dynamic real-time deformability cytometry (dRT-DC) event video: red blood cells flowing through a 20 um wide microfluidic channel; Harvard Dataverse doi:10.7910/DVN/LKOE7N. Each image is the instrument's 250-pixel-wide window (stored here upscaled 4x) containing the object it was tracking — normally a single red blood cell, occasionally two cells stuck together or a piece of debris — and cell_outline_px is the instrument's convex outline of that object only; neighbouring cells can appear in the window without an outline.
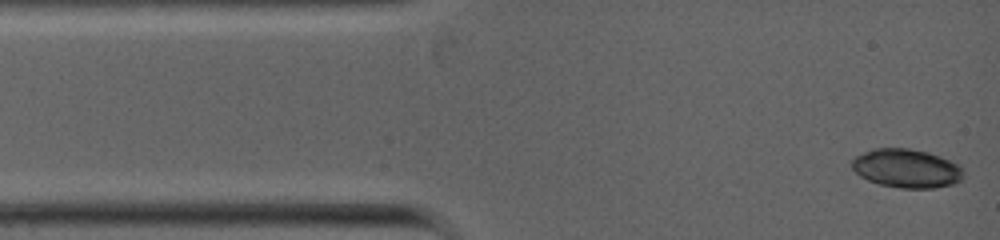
{"species": "common noctule bat (a hibernating species)", "species_latin": "Nyctalus noctula", "temperature_condition": "warm", "stored_images_in_passage": 45, "camera_frame_rate_fps": 5000, "um_per_image_px": 0.085, "animal": {"sex": "female", "body_mass_g": 19.0, "forearm_length_mm": 53.3}, "frame": {"image": 1, "passage_image": 1, "time_ms": 0.0, "image_size_px": [1000, 240], "cell_outline_px": [[964, 176], [960, 180], [952, 184], [936, 188], [900, 188], [880, 184], [868, 180], [860, 176], [852, 168], [852, 160], [856, 156], [864, 152], [876, 148], [908, 148], [928, 152], [940, 156], [960, 164], [964, 168]], "centroid_in_image_um": [77.1, 14.31], "position_along_channel_um": 7.9, "area_um2": 25.32}}
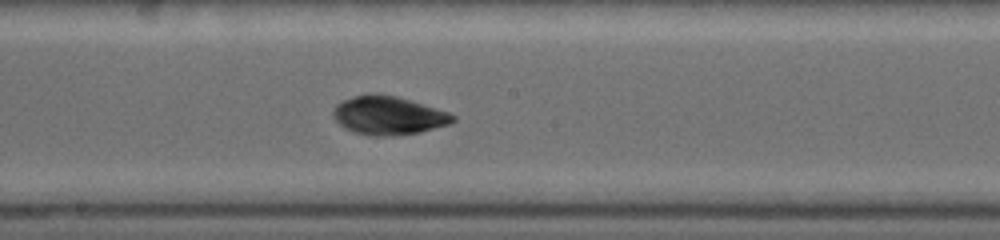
{"frame": {"image": 2, "passage_image": 19, "time_ms": 5.4, "image_size_px": [1000, 240], "cell_outline_px": [[456, 120], [448, 124], [420, 132], [392, 136], [372, 136], [352, 132], [344, 128], [332, 116], [332, 112], [336, 104], [352, 96], [372, 92], [396, 96], [448, 112], [456, 116]], "centroid_in_image_um": [32.97, 9.81], "position_along_channel_um": 215.2, "area_um2": 26.93}}
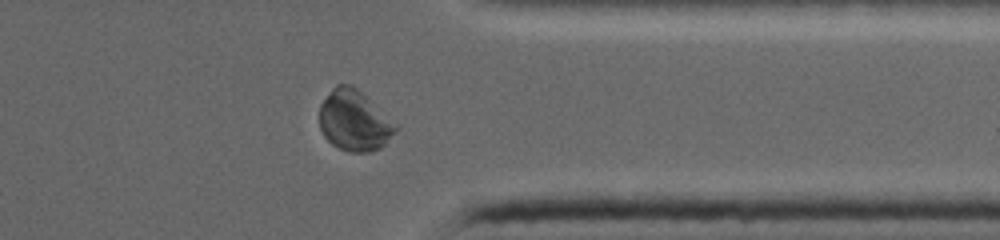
{"frame": {"image": 3, "passage_image": 39, "time_ms": 8.8, "image_size_px": [1000, 240], "cell_outline_px": [[400, 128], [380, 148], [372, 152], [348, 152], [332, 144], [324, 136], [320, 128], [320, 104], [332, 88], [336, 84], [352, 84], [400, 124]], "centroid_in_image_um": [30.16, 10.25], "position_along_channel_um": 381.2, "area_um2": 27.4}}